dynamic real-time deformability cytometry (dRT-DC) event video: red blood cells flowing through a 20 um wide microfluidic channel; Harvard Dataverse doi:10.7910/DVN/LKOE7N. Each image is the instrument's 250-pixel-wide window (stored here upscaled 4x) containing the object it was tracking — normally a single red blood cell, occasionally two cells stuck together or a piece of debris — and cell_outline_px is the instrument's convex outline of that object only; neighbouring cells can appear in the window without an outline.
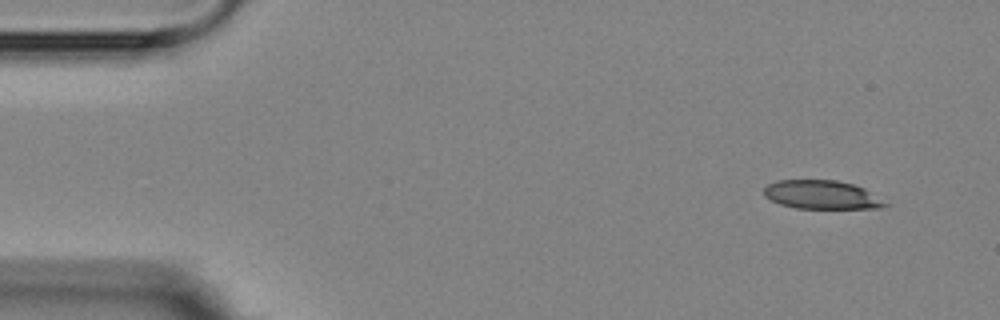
{"species": "Egyptian fruit bat (a non-hibernating species)", "species_latin": "Rousettus aegyptiacus", "temperature_condition": "room temperature", "stored_images_in_passage": 3, "camera_frame_rate_fps": 3000, "um_per_image_px": 0.085, "animal": {"sex": "female"}, "frame": {"image": 1, "passage_image": 1, "time_ms": 0.0, "image_size_px": [1000, 320], "cell_outline_px": [[888, 204], [880, 208], [796, 208], [780, 204], [764, 196], [764, 188], [768, 184], [776, 180], [836, 180], [852, 184], [864, 188]], "centroid_in_image_um": [69.8, 16.55], "position_along_channel_um": 15.2, "area_um2": 20.0}}